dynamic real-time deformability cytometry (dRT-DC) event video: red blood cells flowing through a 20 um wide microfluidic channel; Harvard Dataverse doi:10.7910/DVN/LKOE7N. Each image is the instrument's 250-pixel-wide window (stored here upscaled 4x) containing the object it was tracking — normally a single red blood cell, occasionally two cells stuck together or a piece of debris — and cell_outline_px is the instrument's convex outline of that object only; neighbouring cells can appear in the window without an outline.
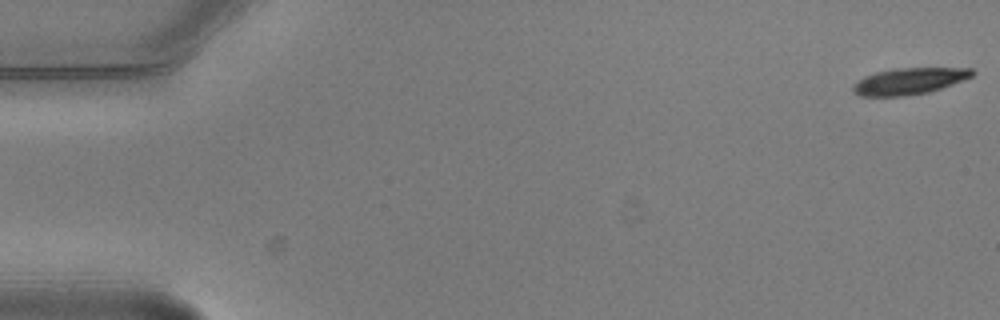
{"species": "common noctule bat (a hibernating species)", "species_latin": "Nyctalus noctula", "temperature_condition": "warm", "stored_images_in_passage": 6, "camera_frame_rate_fps": 3000, "um_per_image_px": 0.085, "animal": {"sex": "male", "body_mass_g": 20.5, "forearm_length_mm": 52.5}, "frame": {"image": 1, "passage_image": 1, "time_ms": 0.0, "image_size_px": [1000, 320], "cell_outline_px": [[976, 72], [972, 76], [952, 84], [928, 92], [900, 96], [860, 96], [852, 92], [852, 88], [864, 76], [876, 72], [896, 68], [972, 68]], "centroid_in_image_um": [77.28, 6.89], "position_along_channel_um": 7.7, "area_um2": 18.15}}
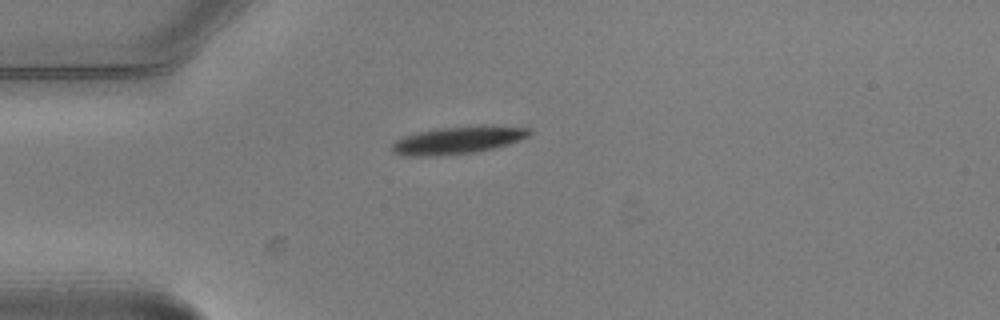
{"frame": {"image": 2, "passage_image": 5, "time_ms": 1.333, "image_size_px": [1000, 320], "cell_outline_px": [[532, 132], [528, 136], [508, 144], [496, 148], [472, 152], [436, 156], [404, 156], [392, 152], [392, 144], [396, 140], [404, 136], [420, 132], [440, 128], [480, 124], [532, 128]], "centroid_in_image_um": [38.95, 11.9], "position_along_channel_um": 46.0, "area_um2": 22.14}}
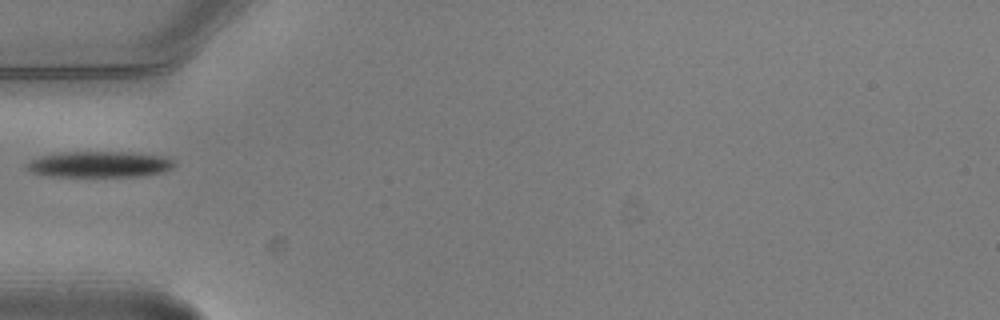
{"frame": {"image": 3, "passage_image": 6, "time_ms": 1.667, "image_size_px": [1000, 320], "cell_outline_px": [[176, 164], [172, 168], [164, 172], [140, 176], [48, 176], [32, 172], [24, 168], [28, 160], [40, 156], [60, 152], [132, 152], [164, 156], [176, 160]], "centroid_in_image_um": [8.46, 13.96], "position_along_channel_um": 76.5, "area_um2": 22.66}}